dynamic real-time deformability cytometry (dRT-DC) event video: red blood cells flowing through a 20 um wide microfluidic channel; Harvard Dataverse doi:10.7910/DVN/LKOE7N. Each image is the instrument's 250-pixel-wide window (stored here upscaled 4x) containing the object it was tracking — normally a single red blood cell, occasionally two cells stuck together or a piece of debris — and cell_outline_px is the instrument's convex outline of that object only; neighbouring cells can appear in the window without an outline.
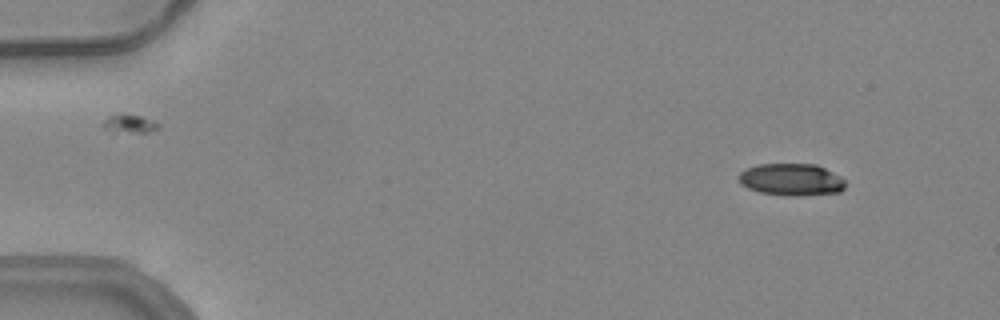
{"species": "common noctule bat (a hibernating species)", "species_latin": "Nyctalus noctula", "temperature_condition": "warm", "stored_images_in_passage": 52, "camera_frame_rate_fps": 3000, "um_per_image_px": 0.085, "animal": {"sex": "female", "body_mass_g": 24.6, "forearm_length_mm": 56.2}, "frame": {"image": 1, "passage_image": 5, "time_ms": 1.333, "image_size_px": [1000, 320], "cell_outline_px": [[844, 188], [840, 192], [796, 196], [792, 196], [760, 192], [748, 188], [740, 184], [736, 176], [740, 172], [756, 164], [816, 164], [840, 176], [844, 180]], "centroid_in_image_um": [67.23, 15.26], "position_along_channel_um": 17.8, "area_um2": 19.94}}
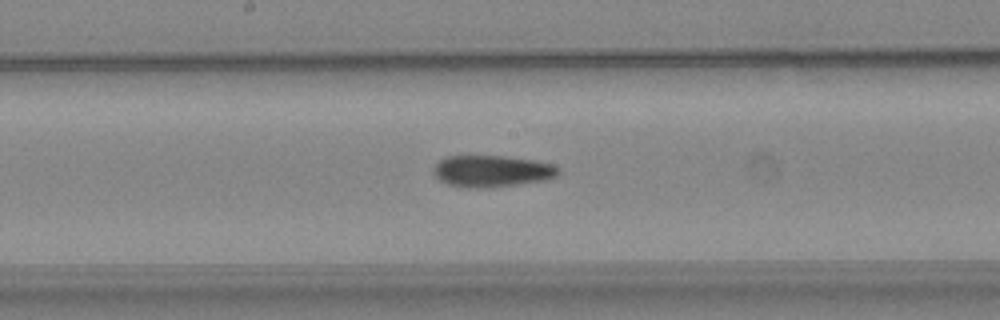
{"frame": {"image": 2, "passage_image": 28, "time_ms": 9.0, "image_size_px": [1000, 320], "cell_outline_px": [[560, 172], [556, 176], [548, 180], [492, 188], [468, 188], [448, 184], [440, 180], [432, 172], [432, 168], [444, 156], [504, 156], [532, 160], [552, 164], [560, 168]], "centroid_in_image_um": [41.81, 14.56], "position_along_channel_um": 206.4, "area_um2": 23.29}}
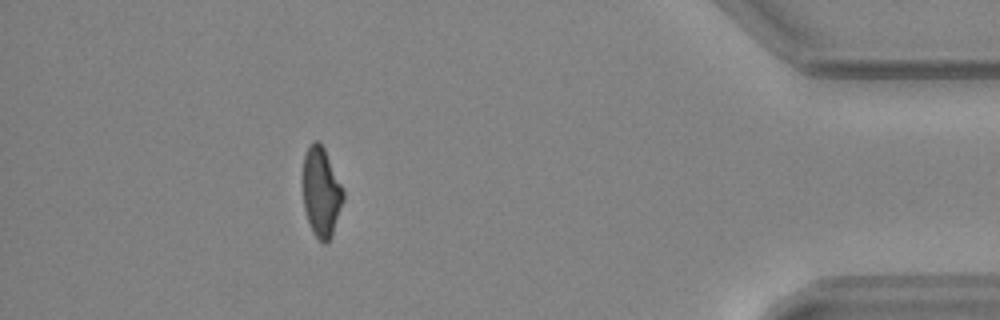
{"frame": {"image": 3, "passage_image": 47, "time_ms": 15.333, "image_size_px": [1000, 320], "cell_outline_px": [[344, 200], [332, 236], [324, 244], [312, 232], [304, 208], [300, 180], [304, 156], [312, 140], [316, 140], [324, 148], [344, 192]], "centroid_in_image_um": [27.26, 16.32], "position_along_channel_um": 407.9, "area_um2": 21.39}, "authors_computed_cell_mechanics": {"area_um2": 22.3397, "velocity_mm_per_s": 3.9679, "shape_relaxation_time_tau1_ms": null, "shape_relaxation_time_tau2_ms": 3.4945, "deformation_change_tau1": null, "deformation_change_tau2": 0.1131}}